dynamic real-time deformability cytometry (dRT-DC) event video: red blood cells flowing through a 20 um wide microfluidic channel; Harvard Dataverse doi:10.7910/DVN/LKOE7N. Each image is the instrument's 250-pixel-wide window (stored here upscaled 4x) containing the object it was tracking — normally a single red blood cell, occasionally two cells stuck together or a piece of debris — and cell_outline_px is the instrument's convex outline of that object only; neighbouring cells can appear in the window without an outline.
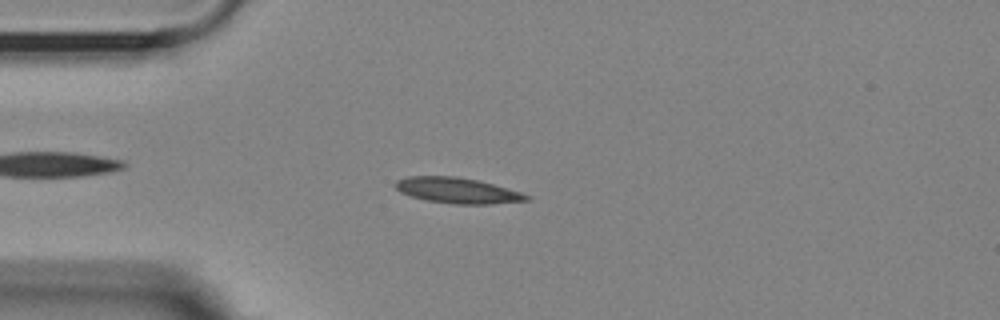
{"species": "Egyptian fruit bat (a non-hibernating species)", "species_latin": "Rousettus aegyptiacus", "temperature_condition": "room temperature", "stored_images_in_passage": 54, "camera_frame_rate_fps": 3000, "um_per_image_px": 0.085, "animal": {"sex": "female"}, "frame": {"image": 1, "passage_image": 13, "time_ms": 4.0, "image_size_px": [1000, 320], "cell_outline_px": [[532, 200], [492, 204], [452, 204], [428, 200], [412, 196], [400, 192], [396, 188], [396, 180], [408, 176], [456, 176], [480, 180], [520, 192], [532, 196]], "centroid_in_image_um": [38.93, 16.19], "position_along_channel_um": 46.1, "area_um2": 19.65}}
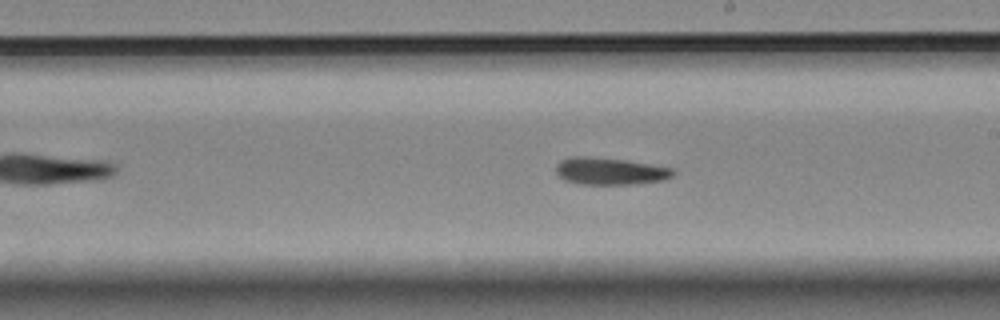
{"frame": {"image": 2, "passage_image": 30, "time_ms": 9.667, "image_size_px": [1000, 320], "cell_outline_px": [[676, 172], [672, 176], [664, 180], [636, 184], [580, 184], [564, 180], [556, 172], [556, 164], [560, 160], [572, 156], [588, 156], [624, 160], [672, 168]], "centroid_in_image_um": [51.83, 14.55], "position_along_channel_um": 237.2, "area_um2": 18.5}}
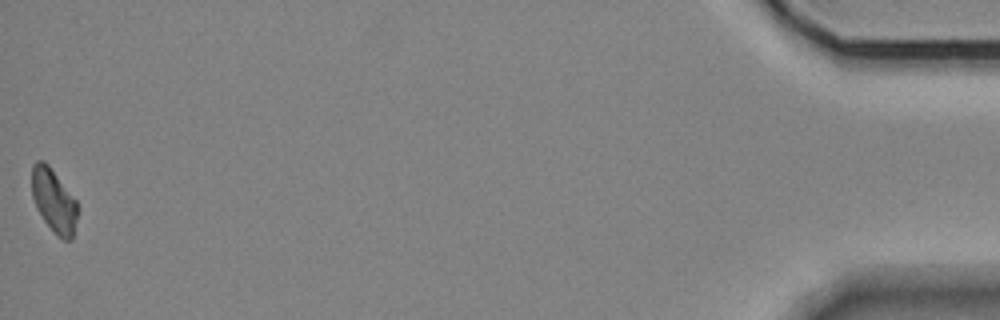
{"frame": {"image": 3, "passage_image": 54, "time_ms": 17.667, "image_size_px": [1000, 320], "cell_outline_px": [[76, 220], [72, 240], [64, 240], [56, 236], [44, 220], [36, 208], [32, 196], [32, 164], [36, 160], [44, 160], [48, 164], [76, 200]], "centroid_in_image_um": [4.55, 17.06], "position_along_channel_um": 430.7, "area_um2": 16.82}, "authors_computed_cell_mechanics": {"area_um2": 18.207, "velocity_mm_per_s": 3.6164, "shape_relaxation_time_tau1_ms": 3.4738, "shape_relaxation_time_tau2_ms": null, "deformation_change_tau1": 0.1402, "deformation_change_tau2": null}}